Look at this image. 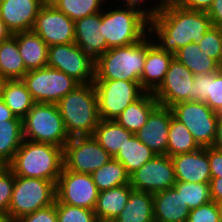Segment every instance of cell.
Instances as JSON below:
<instances>
[{
  "mask_svg": "<svg viewBox=\"0 0 222 222\" xmlns=\"http://www.w3.org/2000/svg\"><path fill=\"white\" fill-rule=\"evenodd\" d=\"M174 58L194 75L209 74L222 68L214 59L206 56L194 42L178 49L174 53Z\"/></svg>",
  "mask_w": 222,
  "mask_h": 222,
  "instance_id": "obj_29",
  "label": "cell"
},
{
  "mask_svg": "<svg viewBox=\"0 0 222 222\" xmlns=\"http://www.w3.org/2000/svg\"><path fill=\"white\" fill-rule=\"evenodd\" d=\"M0 222H8L7 217L0 211Z\"/></svg>",
  "mask_w": 222,
  "mask_h": 222,
  "instance_id": "obj_53",
  "label": "cell"
},
{
  "mask_svg": "<svg viewBox=\"0 0 222 222\" xmlns=\"http://www.w3.org/2000/svg\"><path fill=\"white\" fill-rule=\"evenodd\" d=\"M155 222H187L190 209L172 187L153 194Z\"/></svg>",
  "mask_w": 222,
  "mask_h": 222,
  "instance_id": "obj_22",
  "label": "cell"
},
{
  "mask_svg": "<svg viewBox=\"0 0 222 222\" xmlns=\"http://www.w3.org/2000/svg\"><path fill=\"white\" fill-rule=\"evenodd\" d=\"M56 184L39 178L15 176L13 193L7 213L8 222L55 203Z\"/></svg>",
  "mask_w": 222,
  "mask_h": 222,
  "instance_id": "obj_6",
  "label": "cell"
},
{
  "mask_svg": "<svg viewBox=\"0 0 222 222\" xmlns=\"http://www.w3.org/2000/svg\"><path fill=\"white\" fill-rule=\"evenodd\" d=\"M164 3L165 2H176L177 0H162Z\"/></svg>",
  "mask_w": 222,
  "mask_h": 222,
  "instance_id": "obj_55",
  "label": "cell"
},
{
  "mask_svg": "<svg viewBox=\"0 0 222 222\" xmlns=\"http://www.w3.org/2000/svg\"><path fill=\"white\" fill-rule=\"evenodd\" d=\"M187 222H220L218 203L211 201L190 210Z\"/></svg>",
  "mask_w": 222,
  "mask_h": 222,
  "instance_id": "obj_41",
  "label": "cell"
},
{
  "mask_svg": "<svg viewBox=\"0 0 222 222\" xmlns=\"http://www.w3.org/2000/svg\"><path fill=\"white\" fill-rule=\"evenodd\" d=\"M56 105L69 137L93 135L100 120L97 93L93 82L79 84Z\"/></svg>",
  "mask_w": 222,
  "mask_h": 222,
  "instance_id": "obj_3",
  "label": "cell"
},
{
  "mask_svg": "<svg viewBox=\"0 0 222 222\" xmlns=\"http://www.w3.org/2000/svg\"><path fill=\"white\" fill-rule=\"evenodd\" d=\"M133 135L115 120L100 119L92 136L114 158Z\"/></svg>",
  "mask_w": 222,
  "mask_h": 222,
  "instance_id": "obj_27",
  "label": "cell"
},
{
  "mask_svg": "<svg viewBox=\"0 0 222 222\" xmlns=\"http://www.w3.org/2000/svg\"><path fill=\"white\" fill-rule=\"evenodd\" d=\"M200 148L188 128L172 117L168 133L167 155L173 157L178 154L191 153Z\"/></svg>",
  "mask_w": 222,
  "mask_h": 222,
  "instance_id": "obj_34",
  "label": "cell"
},
{
  "mask_svg": "<svg viewBox=\"0 0 222 222\" xmlns=\"http://www.w3.org/2000/svg\"><path fill=\"white\" fill-rule=\"evenodd\" d=\"M15 175L8 166H0V211L7 217Z\"/></svg>",
  "mask_w": 222,
  "mask_h": 222,
  "instance_id": "obj_39",
  "label": "cell"
},
{
  "mask_svg": "<svg viewBox=\"0 0 222 222\" xmlns=\"http://www.w3.org/2000/svg\"><path fill=\"white\" fill-rule=\"evenodd\" d=\"M146 59V36L137 43L109 48L95 60L94 80L139 82Z\"/></svg>",
  "mask_w": 222,
  "mask_h": 222,
  "instance_id": "obj_4",
  "label": "cell"
},
{
  "mask_svg": "<svg viewBox=\"0 0 222 222\" xmlns=\"http://www.w3.org/2000/svg\"><path fill=\"white\" fill-rule=\"evenodd\" d=\"M90 175L99 192L130 183V175L127 170L114 158Z\"/></svg>",
  "mask_w": 222,
  "mask_h": 222,
  "instance_id": "obj_33",
  "label": "cell"
},
{
  "mask_svg": "<svg viewBox=\"0 0 222 222\" xmlns=\"http://www.w3.org/2000/svg\"><path fill=\"white\" fill-rule=\"evenodd\" d=\"M58 222H97L94 210L70 206L55 200Z\"/></svg>",
  "mask_w": 222,
  "mask_h": 222,
  "instance_id": "obj_38",
  "label": "cell"
},
{
  "mask_svg": "<svg viewBox=\"0 0 222 222\" xmlns=\"http://www.w3.org/2000/svg\"><path fill=\"white\" fill-rule=\"evenodd\" d=\"M15 222H58L55 203L25 215Z\"/></svg>",
  "mask_w": 222,
  "mask_h": 222,
  "instance_id": "obj_42",
  "label": "cell"
},
{
  "mask_svg": "<svg viewBox=\"0 0 222 222\" xmlns=\"http://www.w3.org/2000/svg\"><path fill=\"white\" fill-rule=\"evenodd\" d=\"M94 60L107 51L103 32V11L75 21V42Z\"/></svg>",
  "mask_w": 222,
  "mask_h": 222,
  "instance_id": "obj_20",
  "label": "cell"
},
{
  "mask_svg": "<svg viewBox=\"0 0 222 222\" xmlns=\"http://www.w3.org/2000/svg\"><path fill=\"white\" fill-rule=\"evenodd\" d=\"M205 103L217 113L222 111V68L209 73V88Z\"/></svg>",
  "mask_w": 222,
  "mask_h": 222,
  "instance_id": "obj_40",
  "label": "cell"
},
{
  "mask_svg": "<svg viewBox=\"0 0 222 222\" xmlns=\"http://www.w3.org/2000/svg\"><path fill=\"white\" fill-rule=\"evenodd\" d=\"M173 188L181 195L190 210L212 201L209 183L176 181Z\"/></svg>",
  "mask_w": 222,
  "mask_h": 222,
  "instance_id": "obj_36",
  "label": "cell"
},
{
  "mask_svg": "<svg viewBox=\"0 0 222 222\" xmlns=\"http://www.w3.org/2000/svg\"><path fill=\"white\" fill-rule=\"evenodd\" d=\"M176 183L174 166L168 155H155L130 175L133 189L156 193L172 188Z\"/></svg>",
  "mask_w": 222,
  "mask_h": 222,
  "instance_id": "obj_14",
  "label": "cell"
},
{
  "mask_svg": "<svg viewBox=\"0 0 222 222\" xmlns=\"http://www.w3.org/2000/svg\"><path fill=\"white\" fill-rule=\"evenodd\" d=\"M56 9L64 13L71 20L76 21L86 16L101 12L106 5L113 1L107 0H47ZM111 2V3H110Z\"/></svg>",
  "mask_w": 222,
  "mask_h": 222,
  "instance_id": "obj_35",
  "label": "cell"
},
{
  "mask_svg": "<svg viewBox=\"0 0 222 222\" xmlns=\"http://www.w3.org/2000/svg\"><path fill=\"white\" fill-rule=\"evenodd\" d=\"M27 70L14 35L0 43V73L8 80H22Z\"/></svg>",
  "mask_w": 222,
  "mask_h": 222,
  "instance_id": "obj_31",
  "label": "cell"
},
{
  "mask_svg": "<svg viewBox=\"0 0 222 222\" xmlns=\"http://www.w3.org/2000/svg\"><path fill=\"white\" fill-rule=\"evenodd\" d=\"M47 0H0V18L12 33L33 29L37 14Z\"/></svg>",
  "mask_w": 222,
  "mask_h": 222,
  "instance_id": "obj_17",
  "label": "cell"
},
{
  "mask_svg": "<svg viewBox=\"0 0 222 222\" xmlns=\"http://www.w3.org/2000/svg\"><path fill=\"white\" fill-rule=\"evenodd\" d=\"M0 120H22L17 118L12 110L6 105L3 99H0Z\"/></svg>",
  "mask_w": 222,
  "mask_h": 222,
  "instance_id": "obj_49",
  "label": "cell"
},
{
  "mask_svg": "<svg viewBox=\"0 0 222 222\" xmlns=\"http://www.w3.org/2000/svg\"><path fill=\"white\" fill-rule=\"evenodd\" d=\"M173 58L174 54L162 50L149 33L146 35V59L140 78L145 92L154 93L160 87Z\"/></svg>",
  "mask_w": 222,
  "mask_h": 222,
  "instance_id": "obj_19",
  "label": "cell"
},
{
  "mask_svg": "<svg viewBox=\"0 0 222 222\" xmlns=\"http://www.w3.org/2000/svg\"><path fill=\"white\" fill-rule=\"evenodd\" d=\"M27 71L47 66L49 46L33 30L13 34Z\"/></svg>",
  "mask_w": 222,
  "mask_h": 222,
  "instance_id": "obj_23",
  "label": "cell"
},
{
  "mask_svg": "<svg viewBox=\"0 0 222 222\" xmlns=\"http://www.w3.org/2000/svg\"><path fill=\"white\" fill-rule=\"evenodd\" d=\"M218 209L220 214V222H222V202L218 203Z\"/></svg>",
  "mask_w": 222,
  "mask_h": 222,
  "instance_id": "obj_54",
  "label": "cell"
},
{
  "mask_svg": "<svg viewBox=\"0 0 222 222\" xmlns=\"http://www.w3.org/2000/svg\"><path fill=\"white\" fill-rule=\"evenodd\" d=\"M213 147L222 151V116L220 114L218 115L216 137Z\"/></svg>",
  "mask_w": 222,
  "mask_h": 222,
  "instance_id": "obj_50",
  "label": "cell"
},
{
  "mask_svg": "<svg viewBox=\"0 0 222 222\" xmlns=\"http://www.w3.org/2000/svg\"><path fill=\"white\" fill-rule=\"evenodd\" d=\"M155 155L156 153L143 144L134 134L120 148L114 159L118 160L131 175Z\"/></svg>",
  "mask_w": 222,
  "mask_h": 222,
  "instance_id": "obj_30",
  "label": "cell"
},
{
  "mask_svg": "<svg viewBox=\"0 0 222 222\" xmlns=\"http://www.w3.org/2000/svg\"><path fill=\"white\" fill-rule=\"evenodd\" d=\"M209 88V74L194 75L191 101L205 102Z\"/></svg>",
  "mask_w": 222,
  "mask_h": 222,
  "instance_id": "obj_44",
  "label": "cell"
},
{
  "mask_svg": "<svg viewBox=\"0 0 222 222\" xmlns=\"http://www.w3.org/2000/svg\"><path fill=\"white\" fill-rule=\"evenodd\" d=\"M2 99L14 115L22 120L36 103L22 80H9Z\"/></svg>",
  "mask_w": 222,
  "mask_h": 222,
  "instance_id": "obj_32",
  "label": "cell"
},
{
  "mask_svg": "<svg viewBox=\"0 0 222 222\" xmlns=\"http://www.w3.org/2000/svg\"><path fill=\"white\" fill-rule=\"evenodd\" d=\"M63 162V148L24 139L8 165L15 176L58 181Z\"/></svg>",
  "mask_w": 222,
  "mask_h": 222,
  "instance_id": "obj_2",
  "label": "cell"
},
{
  "mask_svg": "<svg viewBox=\"0 0 222 222\" xmlns=\"http://www.w3.org/2000/svg\"><path fill=\"white\" fill-rule=\"evenodd\" d=\"M118 4L120 5H109L108 9H103V32L107 50L137 43L149 33V19L142 12Z\"/></svg>",
  "mask_w": 222,
  "mask_h": 222,
  "instance_id": "obj_5",
  "label": "cell"
},
{
  "mask_svg": "<svg viewBox=\"0 0 222 222\" xmlns=\"http://www.w3.org/2000/svg\"><path fill=\"white\" fill-rule=\"evenodd\" d=\"M194 74L175 58L170 62L165 79L153 93L159 105L171 107L176 103L191 101Z\"/></svg>",
  "mask_w": 222,
  "mask_h": 222,
  "instance_id": "obj_16",
  "label": "cell"
},
{
  "mask_svg": "<svg viewBox=\"0 0 222 222\" xmlns=\"http://www.w3.org/2000/svg\"><path fill=\"white\" fill-rule=\"evenodd\" d=\"M98 193L90 174L67 170L63 166L56 183V199L60 203L94 210Z\"/></svg>",
  "mask_w": 222,
  "mask_h": 222,
  "instance_id": "obj_13",
  "label": "cell"
},
{
  "mask_svg": "<svg viewBox=\"0 0 222 222\" xmlns=\"http://www.w3.org/2000/svg\"><path fill=\"white\" fill-rule=\"evenodd\" d=\"M47 66L64 72L79 84L94 82L95 60L75 43L49 46Z\"/></svg>",
  "mask_w": 222,
  "mask_h": 222,
  "instance_id": "obj_11",
  "label": "cell"
},
{
  "mask_svg": "<svg viewBox=\"0 0 222 222\" xmlns=\"http://www.w3.org/2000/svg\"><path fill=\"white\" fill-rule=\"evenodd\" d=\"M172 117L171 108L158 105L150 113L146 124L135 135L157 155H167L168 133Z\"/></svg>",
  "mask_w": 222,
  "mask_h": 222,
  "instance_id": "obj_18",
  "label": "cell"
},
{
  "mask_svg": "<svg viewBox=\"0 0 222 222\" xmlns=\"http://www.w3.org/2000/svg\"><path fill=\"white\" fill-rule=\"evenodd\" d=\"M22 81L36 103L57 104L79 85L64 72L48 66L27 71Z\"/></svg>",
  "mask_w": 222,
  "mask_h": 222,
  "instance_id": "obj_10",
  "label": "cell"
},
{
  "mask_svg": "<svg viewBox=\"0 0 222 222\" xmlns=\"http://www.w3.org/2000/svg\"><path fill=\"white\" fill-rule=\"evenodd\" d=\"M113 222H155L153 194L132 189L124 209Z\"/></svg>",
  "mask_w": 222,
  "mask_h": 222,
  "instance_id": "obj_26",
  "label": "cell"
},
{
  "mask_svg": "<svg viewBox=\"0 0 222 222\" xmlns=\"http://www.w3.org/2000/svg\"><path fill=\"white\" fill-rule=\"evenodd\" d=\"M170 158L174 166L176 181L210 183L208 147Z\"/></svg>",
  "mask_w": 222,
  "mask_h": 222,
  "instance_id": "obj_21",
  "label": "cell"
},
{
  "mask_svg": "<svg viewBox=\"0 0 222 222\" xmlns=\"http://www.w3.org/2000/svg\"><path fill=\"white\" fill-rule=\"evenodd\" d=\"M214 0H177L182 8L192 11L208 12Z\"/></svg>",
  "mask_w": 222,
  "mask_h": 222,
  "instance_id": "obj_46",
  "label": "cell"
},
{
  "mask_svg": "<svg viewBox=\"0 0 222 222\" xmlns=\"http://www.w3.org/2000/svg\"><path fill=\"white\" fill-rule=\"evenodd\" d=\"M114 1V0H113ZM118 2H121V0H117ZM156 1V0H152ZM149 0L150 7H142L143 3L147 2V0H122L123 6L134 8L142 12L148 19H153L159 11L163 8L164 2L162 0H157V5ZM125 2V3H124ZM154 3L153 7L151 6ZM142 7V8H141Z\"/></svg>",
  "mask_w": 222,
  "mask_h": 222,
  "instance_id": "obj_43",
  "label": "cell"
},
{
  "mask_svg": "<svg viewBox=\"0 0 222 222\" xmlns=\"http://www.w3.org/2000/svg\"><path fill=\"white\" fill-rule=\"evenodd\" d=\"M98 99V115L101 120L115 118L145 91L139 82L125 80H94Z\"/></svg>",
  "mask_w": 222,
  "mask_h": 222,
  "instance_id": "obj_9",
  "label": "cell"
},
{
  "mask_svg": "<svg viewBox=\"0 0 222 222\" xmlns=\"http://www.w3.org/2000/svg\"><path fill=\"white\" fill-rule=\"evenodd\" d=\"M132 189L126 184L100 191L94 209L97 221L113 222L124 209Z\"/></svg>",
  "mask_w": 222,
  "mask_h": 222,
  "instance_id": "obj_24",
  "label": "cell"
},
{
  "mask_svg": "<svg viewBox=\"0 0 222 222\" xmlns=\"http://www.w3.org/2000/svg\"><path fill=\"white\" fill-rule=\"evenodd\" d=\"M170 108L173 117L188 128L201 148L213 146L219 113L200 101H183Z\"/></svg>",
  "mask_w": 222,
  "mask_h": 222,
  "instance_id": "obj_8",
  "label": "cell"
},
{
  "mask_svg": "<svg viewBox=\"0 0 222 222\" xmlns=\"http://www.w3.org/2000/svg\"><path fill=\"white\" fill-rule=\"evenodd\" d=\"M13 34L8 30L3 20L0 18V43L8 39Z\"/></svg>",
  "mask_w": 222,
  "mask_h": 222,
  "instance_id": "obj_51",
  "label": "cell"
},
{
  "mask_svg": "<svg viewBox=\"0 0 222 222\" xmlns=\"http://www.w3.org/2000/svg\"><path fill=\"white\" fill-rule=\"evenodd\" d=\"M159 105L154 94L145 92L138 100L129 104L115 121L127 131L136 133L147 122L150 113Z\"/></svg>",
  "mask_w": 222,
  "mask_h": 222,
  "instance_id": "obj_25",
  "label": "cell"
},
{
  "mask_svg": "<svg viewBox=\"0 0 222 222\" xmlns=\"http://www.w3.org/2000/svg\"><path fill=\"white\" fill-rule=\"evenodd\" d=\"M211 27L207 12L188 10L176 2H165L159 13L149 19V35L154 43L172 54L191 42L199 43Z\"/></svg>",
  "mask_w": 222,
  "mask_h": 222,
  "instance_id": "obj_1",
  "label": "cell"
},
{
  "mask_svg": "<svg viewBox=\"0 0 222 222\" xmlns=\"http://www.w3.org/2000/svg\"><path fill=\"white\" fill-rule=\"evenodd\" d=\"M112 158L93 136L70 137L63 149L64 167L78 173L91 174Z\"/></svg>",
  "mask_w": 222,
  "mask_h": 222,
  "instance_id": "obj_12",
  "label": "cell"
},
{
  "mask_svg": "<svg viewBox=\"0 0 222 222\" xmlns=\"http://www.w3.org/2000/svg\"><path fill=\"white\" fill-rule=\"evenodd\" d=\"M210 197L215 203L222 202V176L210 179Z\"/></svg>",
  "mask_w": 222,
  "mask_h": 222,
  "instance_id": "obj_48",
  "label": "cell"
},
{
  "mask_svg": "<svg viewBox=\"0 0 222 222\" xmlns=\"http://www.w3.org/2000/svg\"><path fill=\"white\" fill-rule=\"evenodd\" d=\"M23 140V120H0V166L10 164Z\"/></svg>",
  "mask_w": 222,
  "mask_h": 222,
  "instance_id": "obj_28",
  "label": "cell"
},
{
  "mask_svg": "<svg viewBox=\"0 0 222 222\" xmlns=\"http://www.w3.org/2000/svg\"><path fill=\"white\" fill-rule=\"evenodd\" d=\"M208 158L211 178H219L222 176V151L208 147Z\"/></svg>",
  "mask_w": 222,
  "mask_h": 222,
  "instance_id": "obj_45",
  "label": "cell"
},
{
  "mask_svg": "<svg viewBox=\"0 0 222 222\" xmlns=\"http://www.w3.org/2000/svg\"><path fill=\"white\" fill-rule=\"evenodd\" d=\"M24 139L62 147L70 140L58 107L35 103L23 119Z\"/></svg>",
  "mask_w": 222,
  "mask_h": 222,
  "instance_id": "obj_7",
  "label": "cell"
},
{
  "mask_svg": "<svg viewBox=\"0 0 222 222\" xmlns=\"http://www.w3.org/2000/svg\"><path fill=\"white\" fill-rule=\"evenodd\" d=\"M197 44L206 56L222 67V28L212 26Z\"/></svg>",
  "mask_w": 222,
  "mask_h": 222,
  "instance_id": "obj_37",
  "label": "cell"
},
{
  "mask_svg": "<svg viewBox=\"0 0 222 222\" xmlns=\"http://www.w3.org/2000/svg\"><path fill=\"white\" fill-rule=\"evenodd\" d=\"M32 30L48 46L75 42V21L48 1L39 10Z\"/></svg>",
  "mask_w": 222,
  "mask_h": 222,
  "instance_id": "obj_15",
  "label": "cell"
},
{
  "mask_svg": "<svg viewBox=\"0 0 222 222\" xmlns=\"http://www.w3.org/2000/svg\"><path fill=\"white\" fill-rule=\"evenodd\" d=\"M207 14L213 27L222 28V0H214Z\"/></svg>",
  "mask_w": 222,
  "mask_h": 222,
  "instance_id": "obj_47",
  "label": "cell"
},
{
  "mask_svg": "<svg viewBox=\"0 0 222 222\" xmlns=\"http://www.w3.org/2000/svg\"><path fill=\"white\" fill-rule=\"evenodd\" d=\"M9 80L0 73V99L3 97L5 86Z\"/></svg>",
  "mask_w": 222,
  "mask_h": 222,
  "instance_id": "obj_52",
  "label": "cell"
}]
</instances>
